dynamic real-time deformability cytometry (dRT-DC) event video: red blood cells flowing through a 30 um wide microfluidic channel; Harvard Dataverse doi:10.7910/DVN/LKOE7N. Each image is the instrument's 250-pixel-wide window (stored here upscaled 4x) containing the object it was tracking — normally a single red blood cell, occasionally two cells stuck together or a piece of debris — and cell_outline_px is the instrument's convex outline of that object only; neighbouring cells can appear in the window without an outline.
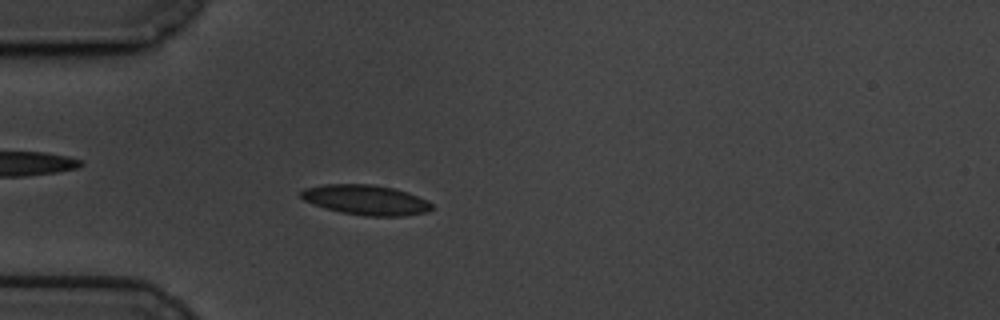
{"species": "common noctule bat (a hibernating species)", "species_latin": "Nyctalus noctula", "temperature_condition": "cold", "stored_images_in_passage": 51, "camera_frame_rate_fps": 3000, "um_per_image_px": 0.085, "animal": {"sex": "male", "body_mass_g": 19.5, "forearm_length_mm": 54.6}, "frame": {"image": 1, "passage_image": 9, "time_ms": 2.667, "image_size_px": [1000, 320], "cell_outline_px": [[432, 208], [428, 212], [404, 216], [364, 216], [340, 212], [304, 200], [300, 196], [300, 192], [304, 188], [324, 184], [372, 184], [392, 188], [408, 192], [428, 200], [432, 204]], "centroid_in_image_um": [31.13, 16.99], "position_along_channel_um": 53.9, "area_um2": 22.83}}
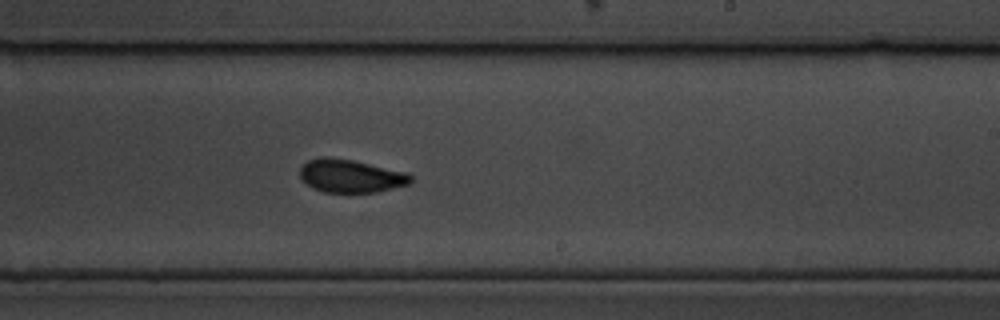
{"frame": {"image": 2, "passage_image": 28, "time_ms": 9.0, "image_size_px": [1000, 320], "cell_outline_px": [[412, 180], [408, 184], [376, 192], [324, 192], [312, 188], [300, 176], [300, 168], [308, 160], [320, 156], [328, 156], [352, 160], [408, 172], [412, 176]], "centroid_in_image_um": [29.8, 14.94], "position_along_channel_um": 259.2, "area_um2": 21.33}}
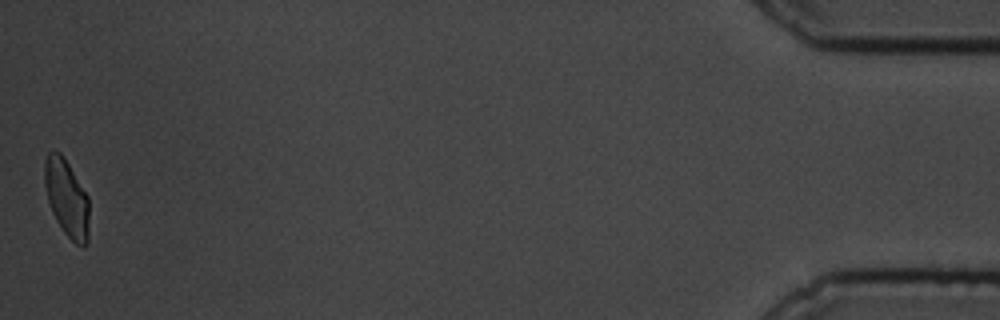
{"frame": {"image": 3, "passage_image": 51, "time_ms": 16.667, "image_size_px": [1000, 320], "cell_outline_px": [[88, 240], [84, 248], [76, 244], [64, 232], [56, 220], [52, 212], [48, 200], [44, 184], [44, 160], [48, 152], [60, 152], [68, 164], [88, 196]], "centroid_in_image_um": [5.66, 16.84], "position_along_channel_um": 429.5, "area_um2": 19.88}, "authors_computed_cell_mechanics": {"area_um2": 21.5594, "velocity_mm_per_s": 3.3844, "shape_relaxation_time_tau1_ms": 3.1424, "shape_relaxation_time_tau2_ms": 2.1618, "deformation_change_tau1": 0.1032, "deformation_change_tau2": 0.0582}}